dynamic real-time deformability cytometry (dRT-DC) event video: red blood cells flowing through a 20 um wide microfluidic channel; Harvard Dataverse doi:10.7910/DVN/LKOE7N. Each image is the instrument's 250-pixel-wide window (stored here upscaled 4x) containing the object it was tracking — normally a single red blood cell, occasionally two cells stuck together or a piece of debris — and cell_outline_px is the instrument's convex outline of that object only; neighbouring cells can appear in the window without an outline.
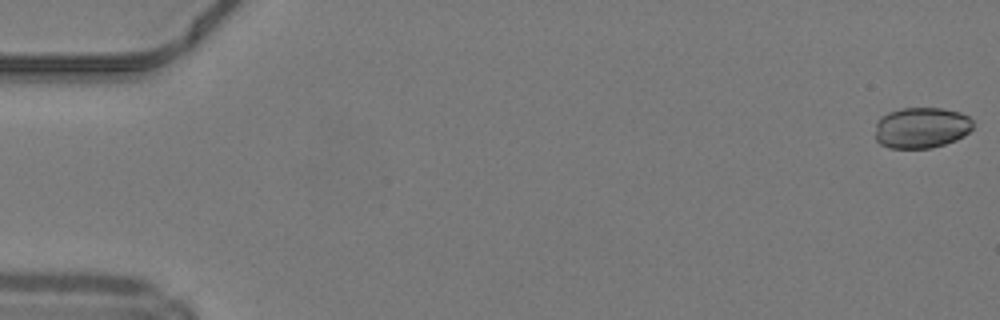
{"species": "common noctule bat (a hibernating species)", "species_latin": "Nyctalus noctula", "temperature_condition": "warm", "stored_images_in_passage": 50, "camera_frame_rate_fps": 3000, "um_per_image_px": 0.085, "animal": {"sex": "male", "body_mass_g": 19.2, "forearm_length_mm": 51.8}, "frame": {"image": 1, "passage_image": 1, "time_ms": 0.0, "image_size_px": [1000, 320], "cell_outline_px": [[972, 128], [964, 136], [956, 140], [932, 148], [888, 148], [880, 144], [876, 140], [876, 124], [880, 116], [888, 112], [900, 108], [940, 108], [960, 112], [968, 116], [972, 120]], "centroid_in_image_um": [78.3, 10.85], "position_along_channel_um": 6.7, "area_um2": 23.47}}
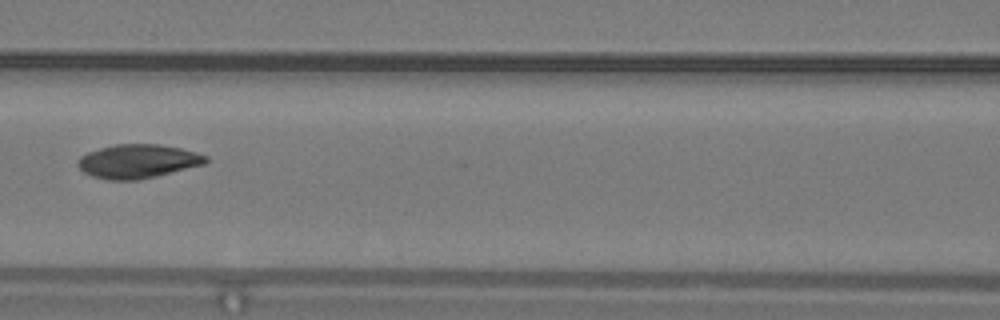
{"frame": {"image": 2, "passage_image": 23, "time_ms": 7.333, "image_size_px": [1000, 320], "cell_outline_px": [[208, 160], [204, 164], [140, 180], [108, 180], [92, 176], [84, 172], [76, 164], [76, 160], [80, 156], [88, 152], [100, 148], [116, 144], [160, 144], [180, 148], [196, 152], [208, 156]], "centroid_in_image_um": [11.69, 13.71], "position_along_channel_um": 154.9, "area_um2": 25.26}}
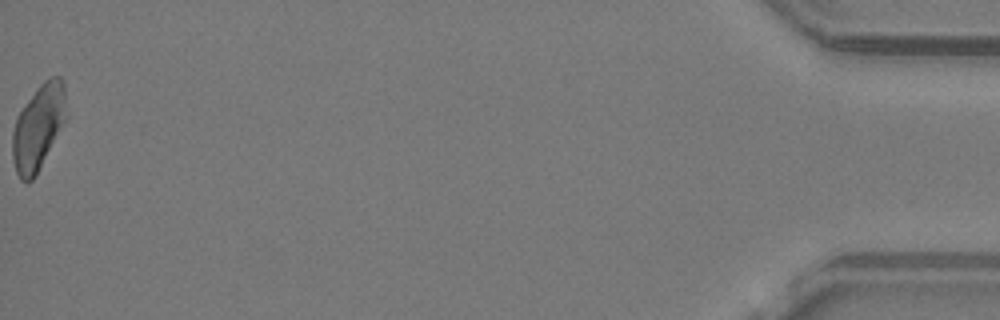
{"frame": {"image": 3, "passage_image": 50, "time_ms": 16.333, "image_size_px": [1000, 320], "cell_outline_px": [[68, 116], [36, 176], [32, 180], [20, 180], [16, 172], [12, 156], [12, 132], [16, 116], [40, 84], [44, 80], [52, 76], [60, 76], [64, 80]], "centroid_in_image_um": [3.28, 10.79], "position_along_channel_um": 431.9, "area_um2": 27.05}, "authors_computed_cell_mechanics": {"area_um2": 25.3453, "velocity_mm_per_s": 4.2147, "shape_relaxation_time_tau1_ms": null, "shape_relaxation_time_tau2_ms": 2.4742, "deformation_change_tau1": null, "deformation_change_tau2": 0.0565}}